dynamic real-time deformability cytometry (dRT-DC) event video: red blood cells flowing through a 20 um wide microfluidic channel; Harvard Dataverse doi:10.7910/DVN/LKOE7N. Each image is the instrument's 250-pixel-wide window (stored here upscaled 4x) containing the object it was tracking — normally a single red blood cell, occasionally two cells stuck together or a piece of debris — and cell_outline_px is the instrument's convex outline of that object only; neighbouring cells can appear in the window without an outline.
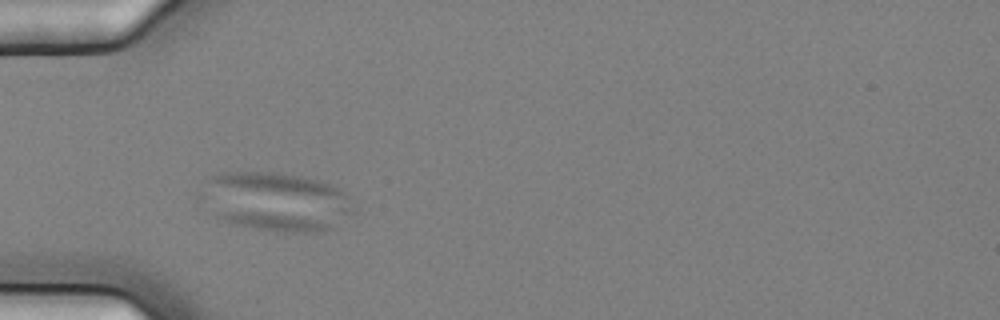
{"species": "common noctule bat (a hibernating species)", "species_latin": "Nyctalus noctula", "temperature_condition": "cold", "stored_images_in_passage": 40, "camera_frame_rate_fps": 3000, "um_per_image_px": 0.085, "animal": {"sex": "female", "body_mass_g": 25.1}, "frame": {"image": 1, "passage_image": 1, "time_ms": 0.0, "image_size_px": [1000, 320], "cell_outline_px": [[356, 212], [332, 228], [324, 232], [276, 232], [232, 224], [216, 216], [204, 176], [216, 172], [280, 172], [304, 176], [320, 180], [332, 184], [344, 192]], "centroid_in_image_um": [23.6, 17.12], "position_along_channel_um": 61.4, "area_um2": 51.85}}
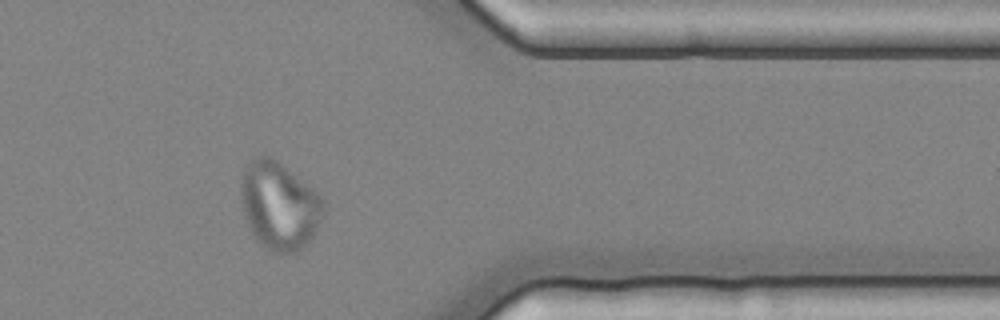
{"frame": {"image": 2, "passage_image": 30, "time_ms": 9.667, "image_size_px": [1000, 320], "cell_outline_px": [[324, 212], [312, 240], [308, 244], [296, 252], [272, 252], [260, 244], [252, 232], [244, 216], [240, 188], [240, 184], [244, 172], [248, 164], [256, 156], [268, 156], [276, 160], [312, 188], [324, 200]], "centroid_in_image_um": [23.75, 17.51], "position_along_channel_um": 387.7, "area_um2": 41.85}}